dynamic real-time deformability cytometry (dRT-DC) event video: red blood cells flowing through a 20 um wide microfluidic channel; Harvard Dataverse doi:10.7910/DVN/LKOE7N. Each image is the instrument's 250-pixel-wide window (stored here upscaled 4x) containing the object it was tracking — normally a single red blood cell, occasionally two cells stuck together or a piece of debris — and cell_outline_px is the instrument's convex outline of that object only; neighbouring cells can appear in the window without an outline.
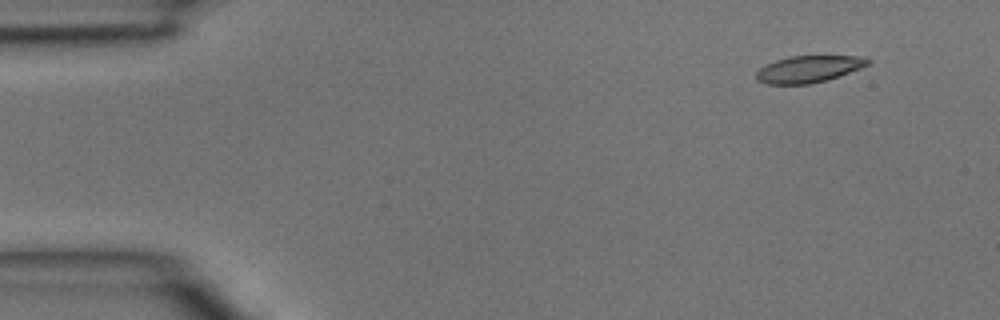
{"species": "common noctule bat (a hibernating species)", "species_latin": "Nyctalus noctula", "temperature_condition": "room temperature", "stored_images_in_passage": 4, "camera_frame_rate_fps": 3000, "um_per_image_px": 0.085, "animal": {"sex": "male", "body_mass_g": 15.6}, "frame": {"image": 1, "passage_image": 2, "time_ms": 0.333, "image_size_px": [1000, 320], "cell_outline_px": [[872, 60], [868, 64], [860, 68], [824, 80], [808, 84], [764, 84], [756, 80], [756, 72], [764, 64], [788, 56], [860, 56]], "centroid_in_image_um": [68.66, 5.86], "position_along_channel_um": 16.3, "area_um2": 17.28}}